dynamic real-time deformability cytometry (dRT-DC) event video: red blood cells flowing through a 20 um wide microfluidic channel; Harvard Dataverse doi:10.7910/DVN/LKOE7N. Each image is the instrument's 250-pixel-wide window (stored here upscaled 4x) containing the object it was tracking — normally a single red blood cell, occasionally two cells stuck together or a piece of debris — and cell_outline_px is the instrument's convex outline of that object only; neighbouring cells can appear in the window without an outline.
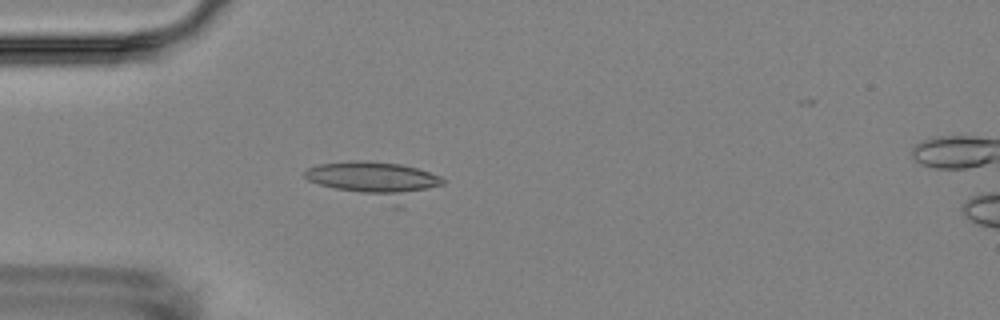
{"species": "Egyptian fruit bat (a non-hibernating species)", "species_latin": "Rousettus aegyptiacus", "temperature_condition": "room temperature", "stored_images_in_passage": 5, "camera_frame_rate_fps": 3000, "um_per_image_px": 0.085, "animal": {"sex": "female"}, "frame": {"image": 1, "passage_image": 4, "time_ms": 4.333, "image_size_px": [1000, 320], "cell_outline_px": [[444, 184], [400, 208], [392, 208], [308, 180], [304, 176], [304, 172], [308, 168], [320, 164], [348, 160], [368, 160], [400, 164], [416, 168], [440, 176], [444, 180]], "centroid_in_image_um": [31.95, 15.37], "position_along_channel_um": 53.0, "area_um2": 30.4}}